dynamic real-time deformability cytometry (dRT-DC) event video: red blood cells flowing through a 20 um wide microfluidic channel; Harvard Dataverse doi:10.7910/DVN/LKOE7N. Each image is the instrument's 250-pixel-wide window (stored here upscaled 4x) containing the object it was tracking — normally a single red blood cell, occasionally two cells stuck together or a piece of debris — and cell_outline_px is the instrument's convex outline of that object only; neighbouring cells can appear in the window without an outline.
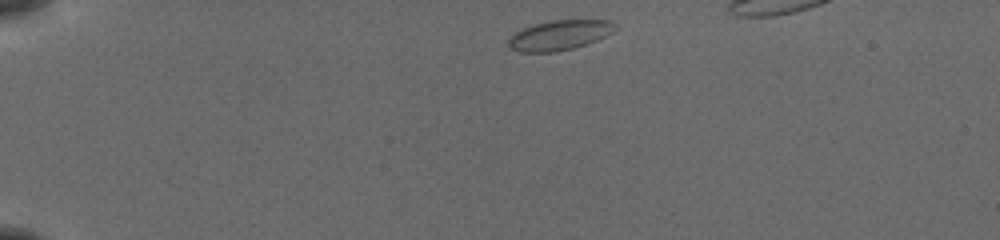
{"species": "common noctule bat (a hibernating species)", "species_latin": "Nyctalus noctula", "temperature_condition": "cold", "stored_images_in_passage": 24, "camera_frame_rate_fps": 3000, "um_per_image_px": 0.085, "animal": {"sex": "female", "body_mass_g": 19.5, "forearm_length_mm": 54.1}, "frame": {"image": 1, "passage_image": 1, "time_ms": 0.0, "image_size_px": [1000, 240], "cell_outline_px": [[616, 24], [612, 32], [596, 40], [572, 48], [556, 52], [520, 52], [512, 48], [508, 44], [508, 40], [516, 32], [532, 24], [552, 20], [612, 20]], "centroid_in_image_um": [47.55, 2.98], "position_along_channel_um": 37.5, "area_um2": 18.32}}
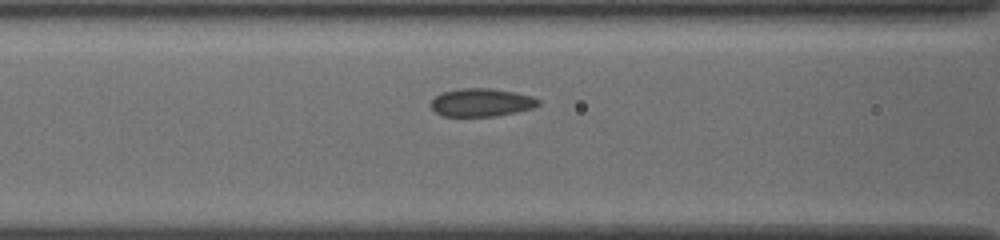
{"frame": {"image": 2, "passage_image": 13, "time_ms": 4.0, "image_size_px": [1000, 240], "cell_outline_px": [[540, 104], [532, 108], [516, 112], [496, 116], [444, 116], [436, 112], [428, 104], [440, 92], [460, 88], [492, 88], [516, 92], [532, 96], [540, 100]], "centroid_in_image_um": [40.91, 8.7], "position_along_channel_um": 125.7, "area_um2": 17.74}}
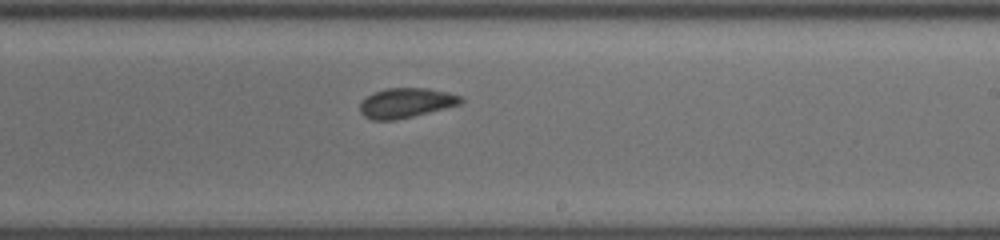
{"frame": {"image": 3, "passage_image": 23, "time_ms": 7.333, "image_size_px": [1000, 240], "cell_outline_px": [[464, 100], [460, 104], [396, 120], [372, 120], [364, 116], [360, 112], [360, 104], [368, 96], [376, 92], [388, 88], [428, 88], [448, 92], [460, 96]], "centroid_in_image_um": [34.51, 8.75], "position_along_channel_um": 254.5, "area_um2": 17.22}}